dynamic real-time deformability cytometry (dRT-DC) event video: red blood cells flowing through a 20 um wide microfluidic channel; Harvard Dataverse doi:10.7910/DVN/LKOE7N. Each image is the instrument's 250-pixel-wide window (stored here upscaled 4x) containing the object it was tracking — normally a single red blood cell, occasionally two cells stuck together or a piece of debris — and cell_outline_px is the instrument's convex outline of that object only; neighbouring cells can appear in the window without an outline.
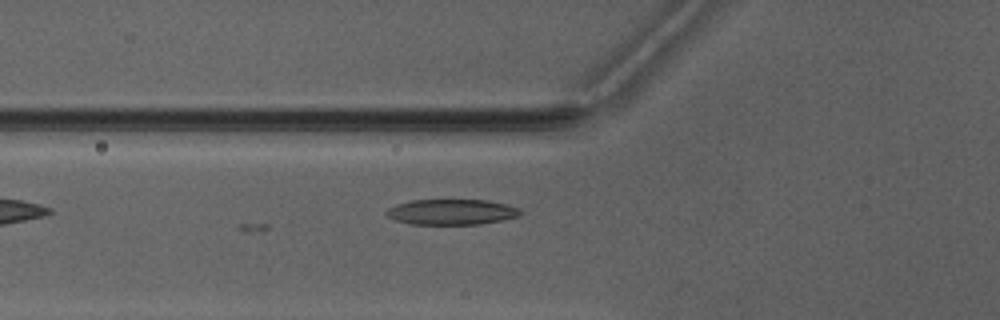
{"species": "Egyptian fruit bat (a non-hibernating species)", "species_latin": "Rousettus aegyptiacus", "temperature_condition": "warm", "stored_images_in_passage": 2, "camera_frame_rate_fps": 3000, "um_per_image_px": 0.085, "animal": {"sex": "male"}, "frame": {"image": 1, "passage_image": 2, "time_ms": 1.333, "image_size_px": [1000, 320], "cell_outline_px": [[524, 212], [520, 216], [504, 220], [480, 224], [408, 224], [396, 220], [388, 216], [384, 212], [388, 208], [396, 204], [412, 200], [488, 200], [520, 208]], "centroid_in_image_um": [38.41, 18.02], "position_along_channel_um": 87.4, "area_um2": 20.06}}